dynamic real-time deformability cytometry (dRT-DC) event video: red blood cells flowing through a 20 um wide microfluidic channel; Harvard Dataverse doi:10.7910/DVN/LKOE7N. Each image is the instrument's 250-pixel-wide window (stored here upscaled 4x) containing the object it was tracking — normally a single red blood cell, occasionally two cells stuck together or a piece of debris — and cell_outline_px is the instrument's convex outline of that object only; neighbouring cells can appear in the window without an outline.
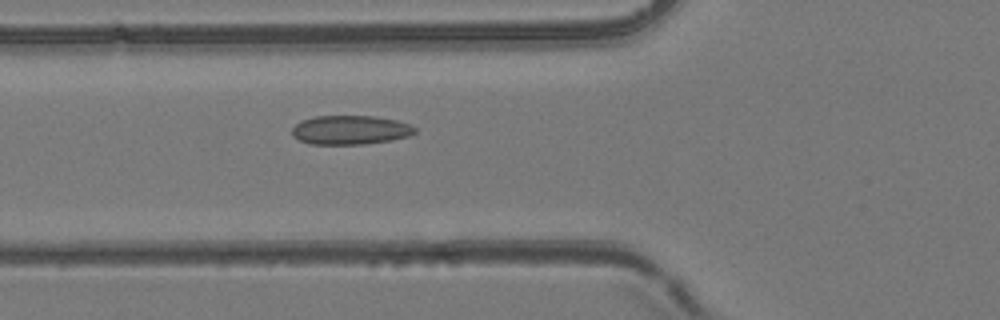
{"species": "common noctule bat (a hibernating species)", "species_latin": "Nyctalus noctula", "temperature_condition": "room temperature", "stored_images_in_passage": 37, "camera_frame_rate_fps": 3000, "um_per_image_px": 0.085, "animal": {"sex": "female", "body_mass_g": 24.6, "forearm_length_mm": 56.2}, "frame": {"image": 1, "passage_image": 3, "time_ms": 0.667, "image_size_px": [1000, 320], "cell_outline_px": [[416, 132], [408, 136], [392, 140], [364, 144], [308, 144], [292, 136], [292, 128], [300, 120], [316, 116], [372, 116], [396, 120], [408, 124], [416, 128]], "centroid_in_image_um": [29.75, 11.05], "position_along_channel_um": 96.1, "area_um2": 20.81}}
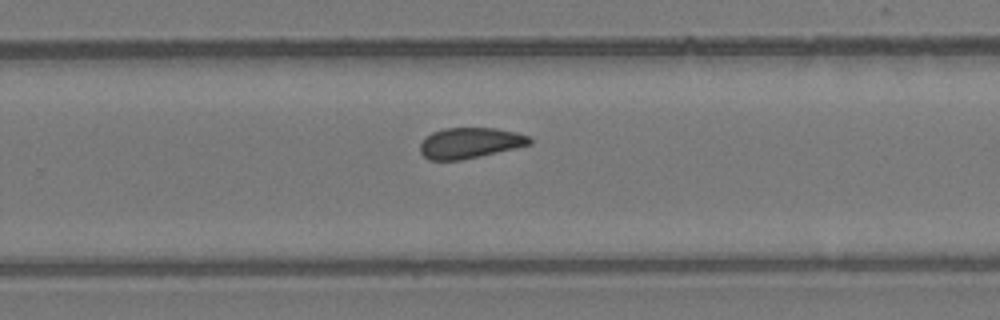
{"frame": {"image": 2, "passage_image": 18, "time_ms": 5.667, "image_size_px": [1000, 320], "cell_outline_px": [[532, 144], [480, 156], [460, 160], [428, 160], [420, 152], [420, 144], [424, 136], [432, 132], [444, 128], [496, 128], [516, 132], [528, 136], [532, 140]], "centroid_in_image_um": [39.91, 12.15], "position_along_channel_um": 289.9, "area_um2": 19.65}}
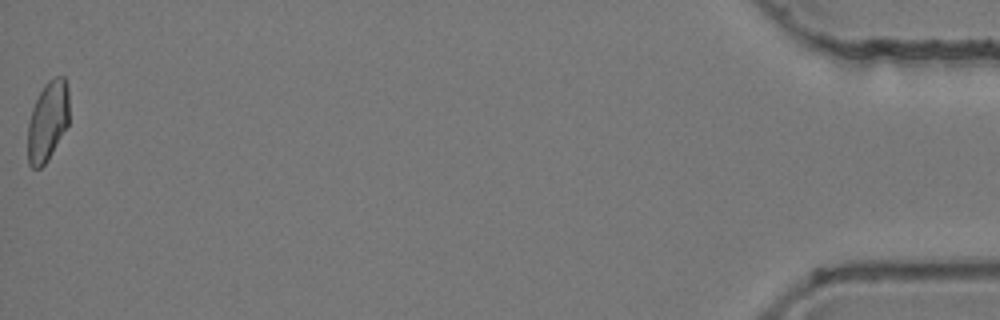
{"frame": {"image": 3, "passage_image": 37, "time_ms": 12.0, "image_size_px": [1000, 320], "cell_outline_px": [[68, 124], [48, 160], [40, 168], [32, 168], [28, 164], [28, 124], [32, 108], [44, 84], [48, 80], [56, 76], [64, 76], [68, 88]], "centroid_in_image_um": [4.05, 10.29], "position_along_channel_um": 431.2, "area_um2": 19.19}, "authors_computed_cell_mechanics": {"area_um2": 19.8832, "velocity_mm_per_s": 3.8682, "shape_relaxation_time_tau1_ms": null, "shape_relaxation_time_tau2_ms": 2.1827, "deformation_change_tau1": null, "deformation_change_tau2": 0.0642}}